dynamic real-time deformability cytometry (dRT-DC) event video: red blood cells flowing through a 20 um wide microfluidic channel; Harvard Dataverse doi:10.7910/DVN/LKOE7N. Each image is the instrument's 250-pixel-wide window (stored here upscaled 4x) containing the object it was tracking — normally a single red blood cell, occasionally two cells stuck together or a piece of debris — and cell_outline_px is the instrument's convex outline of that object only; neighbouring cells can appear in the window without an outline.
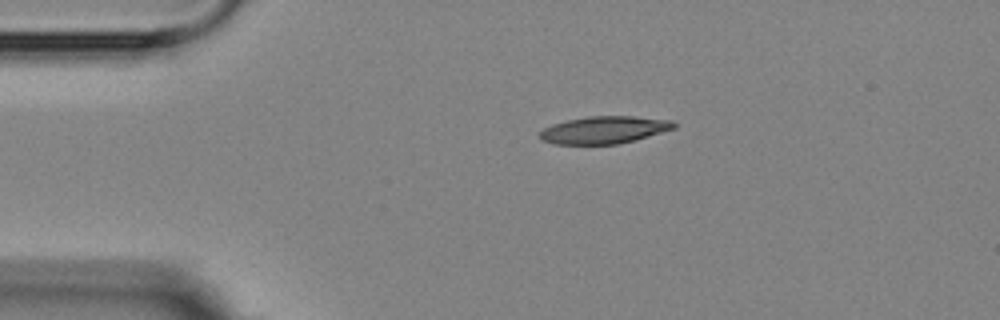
{"species": "Egyptian fruit bat (a non-hibernating species)", "species_latin": "Rousettus aegyptiacus", "temperature_condition": "room temperature", "stored_images_in_passage": 2, "camera_frame_rate_fps": 3000, "um_per_image_px": 0.085, "animal": {"sex": "female"}, "frame": {"image": 1, "passage_image": 1, "time_ms": 0.0, "image_size_px": [1000, 320], "cell_outline_px": [[676, 128], [632, 140], [616, 144], [552, 144], [544, 140], [540, 136], [540, 132], [544, 128], [552, 124], [568, 120], [588, 116], [632, 116], [672, 120], [676, 124]], "centroid_in_image_um": [51.35, 11.03], "position_along_channel_um": 33.6, "area_um2": 21.1}}